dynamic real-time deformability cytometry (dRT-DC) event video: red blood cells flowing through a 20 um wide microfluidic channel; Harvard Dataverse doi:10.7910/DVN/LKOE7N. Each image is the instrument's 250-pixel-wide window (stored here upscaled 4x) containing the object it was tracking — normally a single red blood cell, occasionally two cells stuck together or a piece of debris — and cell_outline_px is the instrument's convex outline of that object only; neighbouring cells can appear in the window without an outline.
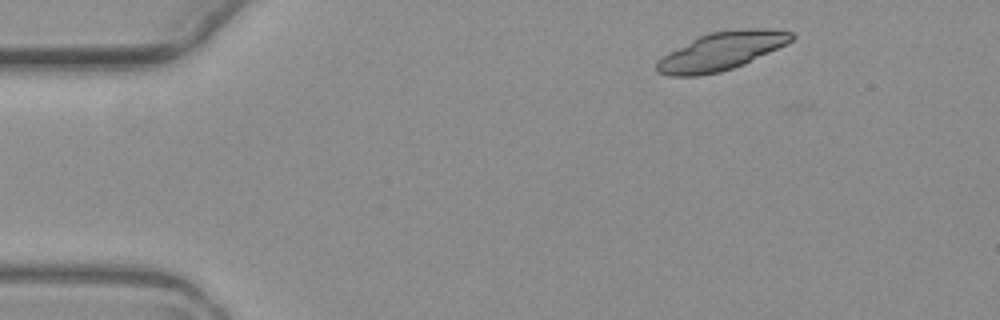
{"species": "common noctule bat (a hibernating species)", "species_latin": "Nyctalus noctula", "temperature_condition": "warm", "stored_images_in_passage": 5, "segment_of_instrument_passage": [2, 2], "camera_frame_rate_fps": 3000, "um_per_image_px": 0.085, "animal": {"sex": "female", "body_mass_g": 19.3, "forearm_length_mm": 54.1}, "frame": {"image": 1, "passage_image": 5, "time_ms": 5.667, "image_size_px": [1000, 320], "cell_outline_px": [[796, 36], [788, 44], [744, 64], [720, 72], [700, 76], [668, 76], [656, 72], [656, 60], [668, 52], [700, 36], [712, 32], [748, 28], [768, 28], [792, 32]], "centroid_in_image_um": [61.33, 4.36], "position_along_channel_um": 23.7, "area_um2": 29.94}}